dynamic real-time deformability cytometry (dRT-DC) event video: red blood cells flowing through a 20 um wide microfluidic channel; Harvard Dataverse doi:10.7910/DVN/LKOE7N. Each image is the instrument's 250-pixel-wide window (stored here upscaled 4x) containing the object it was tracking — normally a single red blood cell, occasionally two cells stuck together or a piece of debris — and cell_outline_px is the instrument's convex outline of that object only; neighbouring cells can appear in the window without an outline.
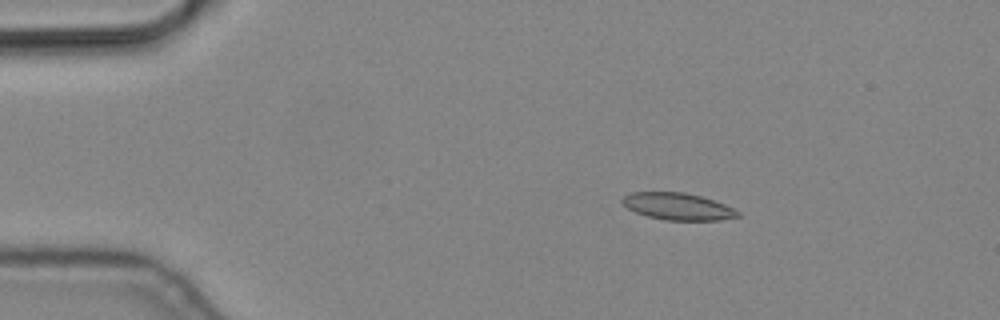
{"species": "common noctule bat (a hibernating species)", "species_latin": "Nyctalus noctula", "temperature_condition": "cold", "stored_images_in_passage": 3, "camera_frame_rate_fps": 3000, "um_per_image_px": 0.085, "animal": {"sex": "male", "body_mass_g": 19.2, "forearm_length_mm": 51.8}, "frame": {"image": 1, "passage_image": 2, "time_ms": 0.333, "image_size_px": [1000, 320], "cell_outline_px": [[740, 216], [720, 220], [664, 220], [648, 216], [636, 212], [628, 208], [620, 200], [624, 196], [632, 192], [684, 192], [700, 196], [724, 204], [740, 212]], "centroid_in_image_um": [57.61, 17.55], "position_along_channel_um": 27.4, "area_um2": 17.98}}